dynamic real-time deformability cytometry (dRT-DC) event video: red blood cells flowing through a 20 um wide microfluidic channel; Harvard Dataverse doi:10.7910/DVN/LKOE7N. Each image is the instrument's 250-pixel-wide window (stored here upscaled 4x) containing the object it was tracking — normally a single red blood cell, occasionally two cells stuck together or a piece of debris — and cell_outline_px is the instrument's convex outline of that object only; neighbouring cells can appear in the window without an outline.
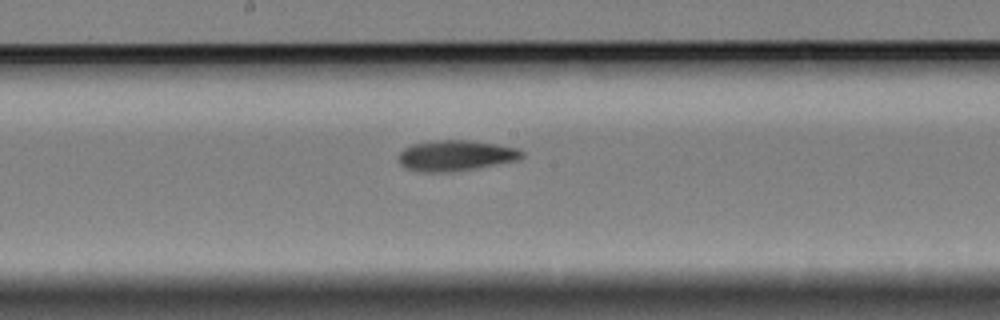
{"species": "Egyptian fruit bat (a non-hibernating species)", "species_latin": "Rousettus aegyptiacus", "temperature_condition": "cold", "stored_images_in_passage": 7, "segment_of_instrument_passage": [2, 2], "camera_frame_rate_fps": 3000, "um_per_image_px": 0.085, "animal": {"sex": "female"}, "frame": {"image": 1, "passage_image": 7, "time_ms": 8.667, "image_size_px": [1000, 320], "cell_outline_px": [[524, 156], [516, 160], [476, 168], [444, 172], [424, 172], [404, 168], [396, 160], [400, 152], [404, 148], [412, 144], [436, 140], [472, 140], [520, 148], [524, 152]], "centroid_in_image_um": [38.71, 13.21], "position_along_channel_um": 209.5, "area_um2": 22.14}}